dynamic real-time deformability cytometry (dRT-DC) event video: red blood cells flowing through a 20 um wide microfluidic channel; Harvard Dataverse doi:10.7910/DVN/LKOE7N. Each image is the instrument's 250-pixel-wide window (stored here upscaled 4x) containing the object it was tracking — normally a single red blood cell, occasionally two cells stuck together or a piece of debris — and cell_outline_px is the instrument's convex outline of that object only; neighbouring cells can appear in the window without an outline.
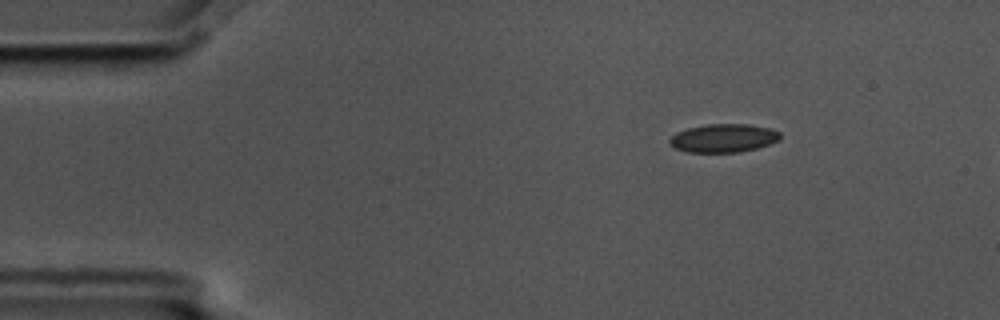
{"species": "common noctule bat (a hibernating species)", "species_latin": "Nyctalus noctula", "temperature_condition": "cold", "stored_images_in_passage": 4, "camera_frame_rate_fps": 3000, "um_per_image_px": 0.085, "animal": {"sex": "male", "body_mass_g": 17.5, "forearm_length_mm": 52.3}, "frame": {"image": 1, "passage_image": 1, "time_ms": 0.0, "image_size_px": [1000, 320], "cell_outline_px": [[780, 140], [756, 148], [740, 152], [688, 152], [676, 148], [668, 144], [668, 140], [676, 132], [688, 128], [708, 124], [748, 124], [768, 128], [780, 132]], "centroid_in_image_um": [61.47, 11.74], "position_along_channel_um": 23.5, "area_um2": 18.21}}